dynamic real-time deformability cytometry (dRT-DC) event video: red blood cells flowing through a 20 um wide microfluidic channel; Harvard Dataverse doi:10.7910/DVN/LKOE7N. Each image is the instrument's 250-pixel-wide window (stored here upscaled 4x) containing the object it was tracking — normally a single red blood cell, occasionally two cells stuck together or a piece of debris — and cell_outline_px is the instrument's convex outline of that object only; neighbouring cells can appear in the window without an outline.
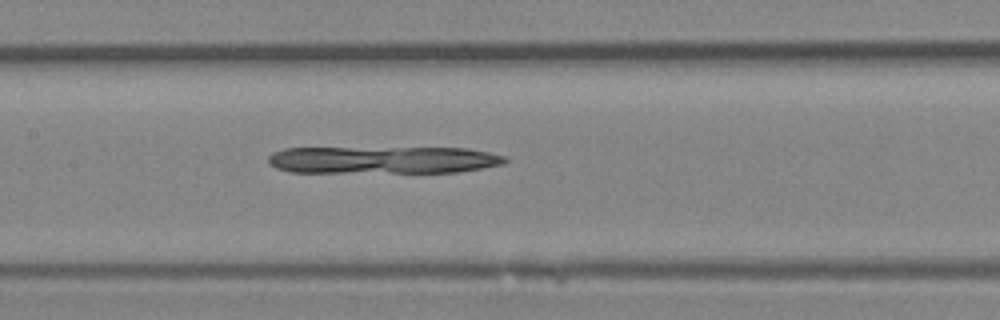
{"species": "Egyptian fruit bat (a non-hibernating species)", "species_latin": "Rousettus aegyptiacus", "temperature_condition": "room temperature", "stored_images_in_passage": 37, "camera_frame_rate_fps": 3000, "um_per_image_px": 0.085, "animal": {"sex": "female"}, "frame": {"image": 1, "passage_image": 17, "time_ms": 5.333, "image_size_px": [1000, 320], "cell_outline_px": [[508, 160], [504, 164], [484, 168], [456, 172], [288, 172], [276, 168], [268, 164], [268, 156], [272, 152], [284, 148], [468, 148], [508, 156]], "centroid_in_image_um": [32.56, 13.59], "position_along_channel_um": 174.8, "area_um2": 38.03}}
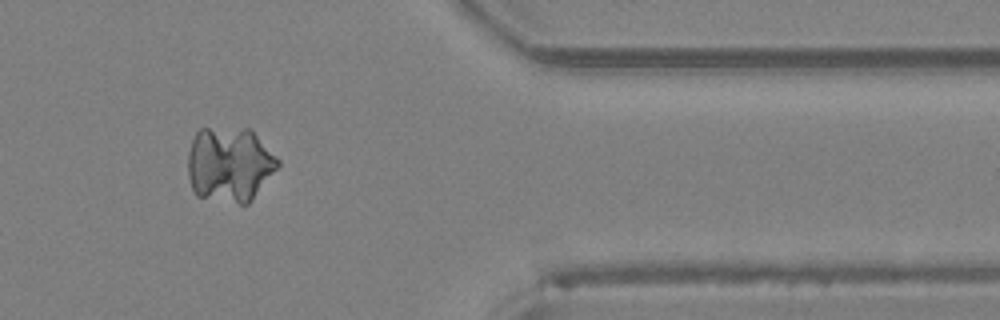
{"frame": {"image": 2, "passage_image": 31, "time_ms": 10.0, "image_size_px": [1000, 320], "cell_outline_px": [[280, 164], [252, 200], [248, 204], [240, 204], [196, 196], [192, 188], [188, 176], [188, 152], [192, 140], [196, 132], [200, 128], [248, 128], [280, 160]], "centroid_in_image_um": [19.49, 13.98], "position_along_channel_um": 391.9, "area_um2": 39.25}}